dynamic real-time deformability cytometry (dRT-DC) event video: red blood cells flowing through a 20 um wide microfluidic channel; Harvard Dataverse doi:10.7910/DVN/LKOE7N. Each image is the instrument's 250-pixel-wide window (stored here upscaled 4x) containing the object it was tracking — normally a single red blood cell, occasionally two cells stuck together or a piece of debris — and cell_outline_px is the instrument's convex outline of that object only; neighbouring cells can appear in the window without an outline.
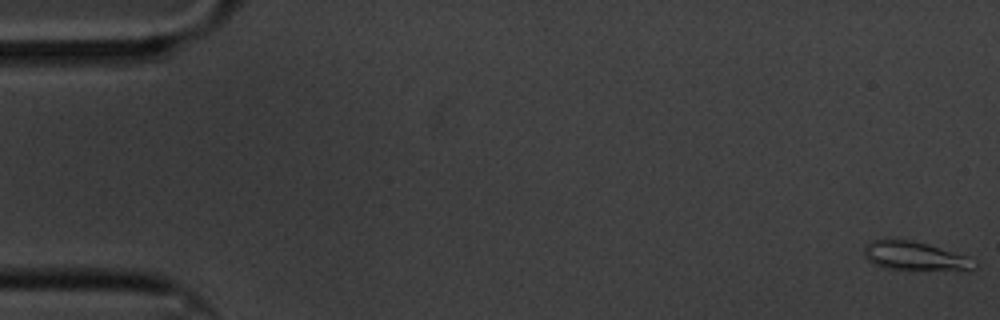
{"species": "common noctule bat (a hibernating species)", "species_latin": "Nyctalus noctula", "temperature_condition": "cold", "stored_images_in_passage": 62, "camera_frame_rate_fps": 3000, "um_per_image_px": 0.085, "animal": {"sex": "male", "body_mass_g": 20.1, "forearm_length_mm": 53.5}, "frame": {"image": 1, "passage_image": 1, "time_ms": 0.0, "image_size_px": [1000, 320], "cell_outline_px": [[976, 268], [884, 268], [872, 264], [864, 256], [864, 248], [872, 240], [892, 236], [912, 240], [928, 244], [976, 260]], "centroid_in_image_um": [77.6, 21.68], "position_along_channel_um": 7.4, "area_um2": 17.98}}
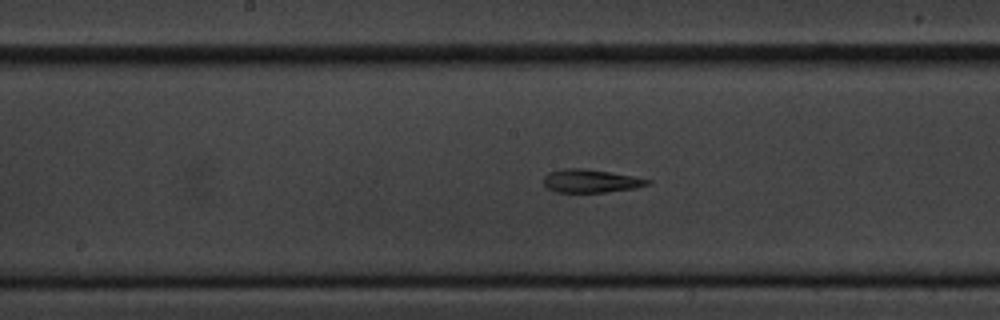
{"frame": {"image": 2, "passage_image": 31, "time_ms": 10.0, "image_size_px": [1000, 320], "cell_outline_px": [[652, 184], [636, 188], [604, 192], [556, 192], [548, 188], [544, 184], [544, 176], [548, 172], [564, 168], [584, 168], [632, 176], [652, 180]], "centroid_in_image_um": [50.22, 15.38], "position_along_channel_um": 198.0, "area_um2": 14.05}}
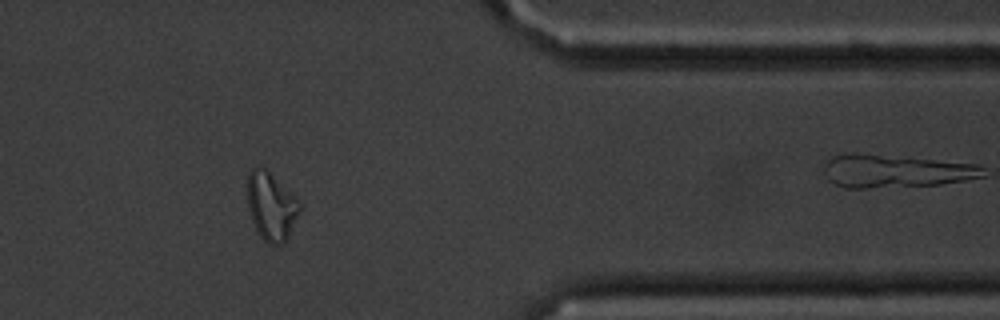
{"frame": {"image": 3, "passage_image": 50, "time_ms": 16.333, "image_size_px": [1000, 320], "cell_outline_px": [[300, 212], [284, 244], [268, 244], [260, 236], [252, 220], [248, 208], [248, 172], [256, 164], [260, 164], [300, 204]], "centroid_in_image_um": [23.02, 17.55], "position_along_channel_um": 388.4, "area_um2": 20.17}, "authors_computed_cell_mechanics": {"area_um2": 16.0973, "velocity_mm_per_s": 3.307, "shape_relaxation_time_tau1_ms": null, "shape_relaxation_time_tau2_ms": 3.8249, "deformation_change_tau1": null, "deformation_change_tau2": 0.0874}}